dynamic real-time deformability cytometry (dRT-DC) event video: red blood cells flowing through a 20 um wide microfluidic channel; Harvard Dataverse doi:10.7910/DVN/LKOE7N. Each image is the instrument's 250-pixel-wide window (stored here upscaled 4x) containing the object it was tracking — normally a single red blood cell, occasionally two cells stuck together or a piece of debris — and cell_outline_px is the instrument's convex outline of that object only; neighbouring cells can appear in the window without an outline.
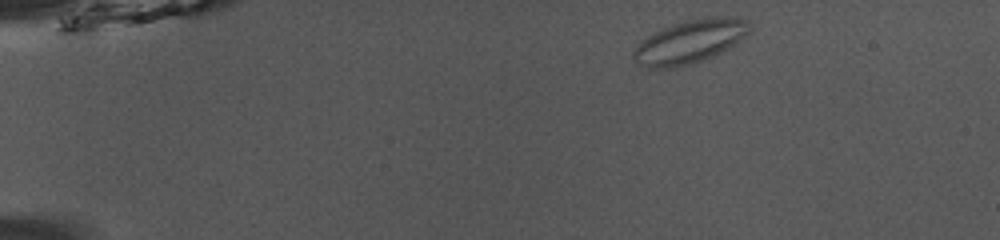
{"species": "common noctule bat (a hibernating species)", "species_latin": "Nyctalus noctula", "temperature_condition": "room temperature", "stored_images_in_passage": 7, "camera_frame_rate_fps": 3000, "um_per_image_px": 0.085, "animal": {"sex": "male", "body_mass_g": 13.0, "forearm_length_mm": 53.1}, "frame": {"image": 1, "passage_image": 1, "time_ms": 0.0, "image_size_px": [1000, 240], "cell_outline_px": [[752, 28], [744, 36], [724, 52], [676, 68], [644, 68], [632, 56], [632, 52], [636, 44], [648, 36], [664, 28], [700, 16], [724, 16], [748, 20], [752, 24]], "centroid_in_image_um": [58.65, 3.53], "position_along_channel_um": 26.3, "area_um2": 29.3}}